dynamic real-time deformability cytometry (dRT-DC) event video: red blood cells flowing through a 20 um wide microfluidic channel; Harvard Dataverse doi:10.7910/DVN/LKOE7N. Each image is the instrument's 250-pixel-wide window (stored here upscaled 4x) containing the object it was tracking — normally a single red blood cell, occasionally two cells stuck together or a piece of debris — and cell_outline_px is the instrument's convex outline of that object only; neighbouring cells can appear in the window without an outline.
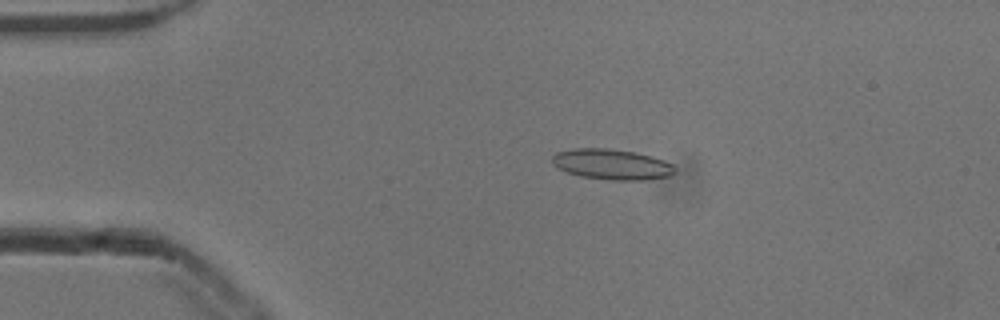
{"species": "common noctule bat (a hibernating species)", "species_latin": "Nyctalus noctula", "temperature_condition": "cold", "stored_images_in_passage": 53, "camera_frame_rate_fps": 3000, "um_per_image_px": 0.085, "animal": {"sex": "male", "body_mass_g": 13.3}, "frame": {"image": 1, "passage_image": 11, "time_ms": 3.333, "image_size_px": [1000, 320], "cell_outline_px": [[676, 172], [672, 176], [644, 180], [612, 180], [580, 176], [568, 172], [552, 164], [552, 156], [556, 152], [576, 148], [608, 148], [636, 152], [652, 156], [664, 160], [672, 164], [676, 168]], "centroid_in_image_um": [52.05, 13.97], "position_along_channel_um": 33.0, "area_um2": 21.96}}
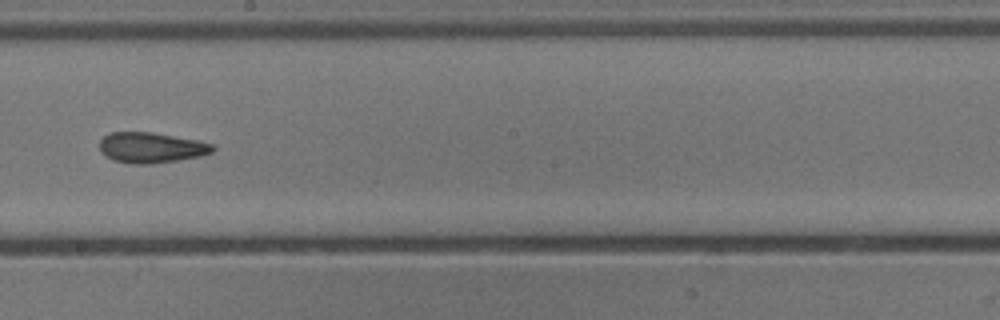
{"frame": {"image": 2, "passage_image": 30, "time_ms": 9.667, "image_size_px": [1000, 320], "cell_outline_px": [[216, 148], [212, 152], [200, 156], [152, 164], [132, 164], [112, 160], [100, 152], [100, 140], [108, 132], [152, 132], [200, 140], [212, 144]], "centroid_in_image_um": [12.84, 12.54], "position_along_channel_um": 235.4, "area_um2": 20.29}}
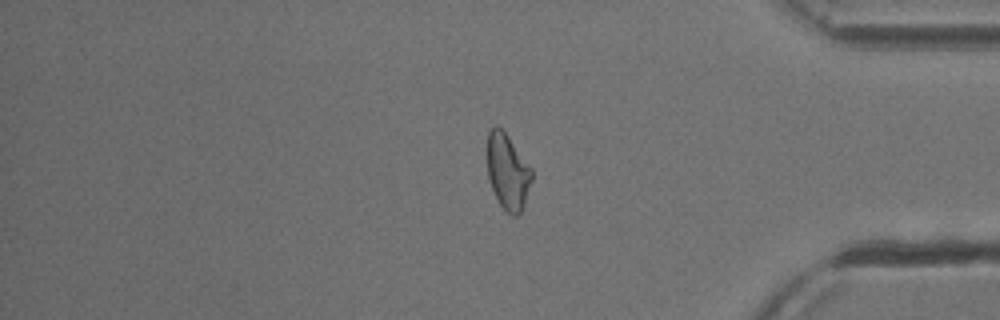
{"frame": {"image": 3, "passage_image": 44, "time_ms": 14.333, "image_size_px": [1000, 320], "cell_outline_px": [[532, 180], [524, 204], [520, 212], [516, 216], [512, 216], [500, 204], [488, 180], [484, 152], [488, 132], [492, 124], [496, 124], [508, 136], [532, 168]], "centroid_in_image_um": [43.09, 14.52], "position_along_channel_um": 392.1, "area_um2": 20.17}, "authors_computed_cell_mechanics": {"area_um2": 20.6924, "velocity_mm_per_s": 3.898, "shape_relaxation_time_tau1_ms": null, "shape_relaxation_time_tau2_ms": 2.5416, "deformation_change_tau1": null, "deformation_change_tau2": 0.0948}}